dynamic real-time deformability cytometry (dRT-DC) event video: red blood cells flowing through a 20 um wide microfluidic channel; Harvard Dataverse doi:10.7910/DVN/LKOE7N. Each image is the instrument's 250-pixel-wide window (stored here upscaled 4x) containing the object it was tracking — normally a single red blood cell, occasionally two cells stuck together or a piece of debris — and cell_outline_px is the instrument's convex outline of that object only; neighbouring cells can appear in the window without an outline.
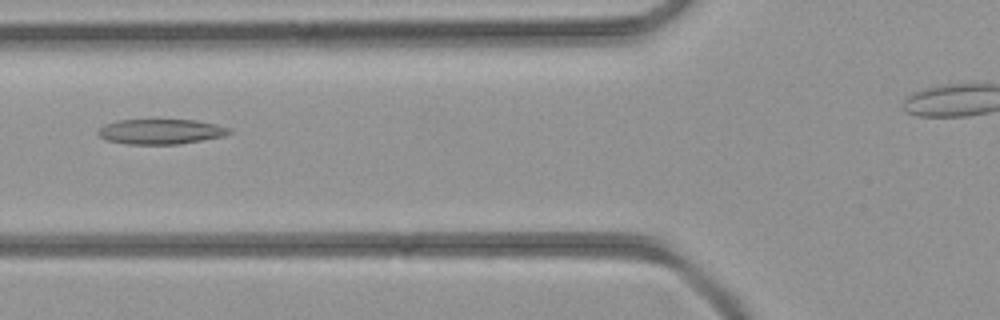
{"species": "common noctule bat (a hibernating species)", "species_latin": "Nyctalus noctula", "temperature_condition": "room temperature", "stored_images_in_passage": 38, "camera_frame_rate_fps": 3000, "um_per_image_px": 0.085, "animal": {"sex": "female", "body_mass_g": 21.9}, "frame": {"image": 1, "passage_image": 17, "time_ms": 5.333, "image_size_px": [1000, 320], "cell_outline_px": [[232, 132], [224, 136], [180, 144], [128, 144], [104, 140], [96, 132], [104, 124], [116, 120], [196, 120], [216, 124], [228, 128]], "centroid_in_image_um": [13.63, 11.18], "position_along_channel_um": 112.2, "area_um2": 19.19}}
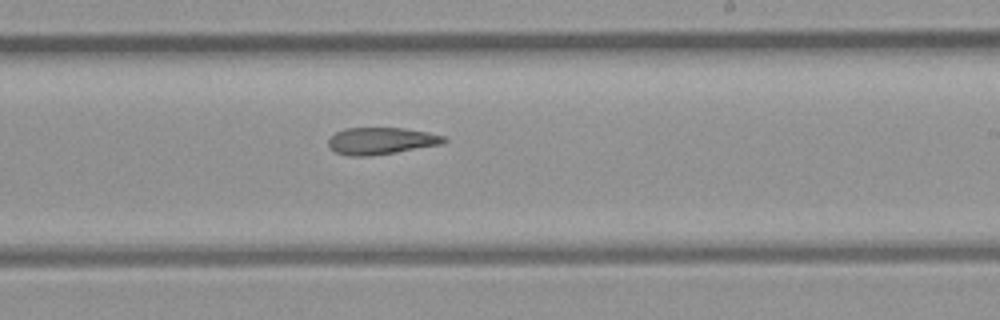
{"frame": {"image": 2, "passage_image": 26, "time_ms": 8.333, "image_size_px": [1000, 320], "cell_outline_px": [[448, 140], [444, 144], [396, 152], [368, 156], [348, 156], [336, 152], [328, 148], [328, 140], [336, 132], [344, 128], [404, 128], [428, 132], [444, 136]], "centroid_in_image_um": [32.4, 11.98], "position_along_channel_um": 256.6, "area_um2": 18.26}}
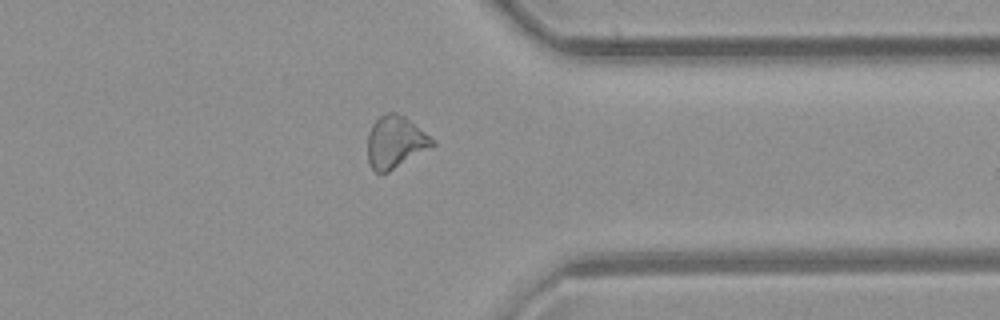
{"frame": {"image": 3, "passage_image": 34, "time_ms": 11.0, "image_size_px": [1000, 320], "cell_outline_px": [[436, 144], [432, 148], [388, 172], [376, 172], [372, 168], [368, 160], [368, 136], [372, 124], [380, 116], [388, 112], [396, 112], [404, 116], [436, 140]], "centroid_in_image_um": [33.64, 12.07], "position_along_channel_um": 377.8, "area_um2": 19.71}}